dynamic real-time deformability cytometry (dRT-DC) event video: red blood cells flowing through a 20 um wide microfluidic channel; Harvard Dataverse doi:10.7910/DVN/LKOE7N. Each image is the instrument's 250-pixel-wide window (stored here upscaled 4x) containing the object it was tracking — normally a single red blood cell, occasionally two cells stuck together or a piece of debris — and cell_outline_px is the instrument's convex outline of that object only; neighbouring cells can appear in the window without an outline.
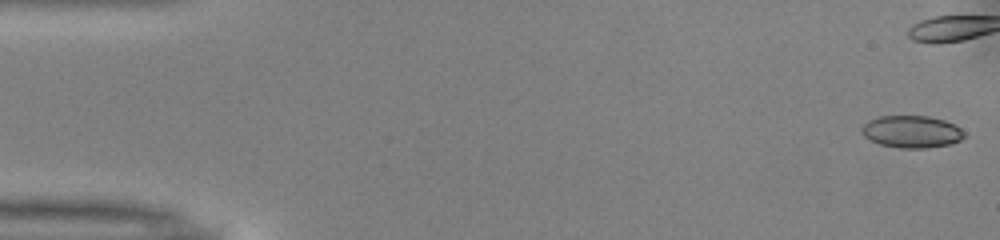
{"species": "common noctule bat (a hibernating species)", "species_latin": "Nyctalus noctula", "temperature_condition": "warm", "stored_images_in_passage": 39, "camera_frame_rate_fps": 3000, "um_per_image_px": 0.085, "animal": {"sex": "male", "body_mass_g": 13.0, "forearm_length_mm": 53.1}, "frame": {"image": 1, "passage_image": 1, "time_ms": 0.0, "image_size_px": [1000, 240], "cell_outline_px": [[964, 136], [960, 140], [948, 144], [924, 148], [900, 148], [880, 144], [868, 140], [860, 132], [864, 124], [868, 120], [880, 116], [928, 116], [944, 120], [956, 124], [964, 132]], "centroid_in_image_um": [77.46, 11.19], "position_along_channel_um": 7.5, "area_um2": 19.25}}